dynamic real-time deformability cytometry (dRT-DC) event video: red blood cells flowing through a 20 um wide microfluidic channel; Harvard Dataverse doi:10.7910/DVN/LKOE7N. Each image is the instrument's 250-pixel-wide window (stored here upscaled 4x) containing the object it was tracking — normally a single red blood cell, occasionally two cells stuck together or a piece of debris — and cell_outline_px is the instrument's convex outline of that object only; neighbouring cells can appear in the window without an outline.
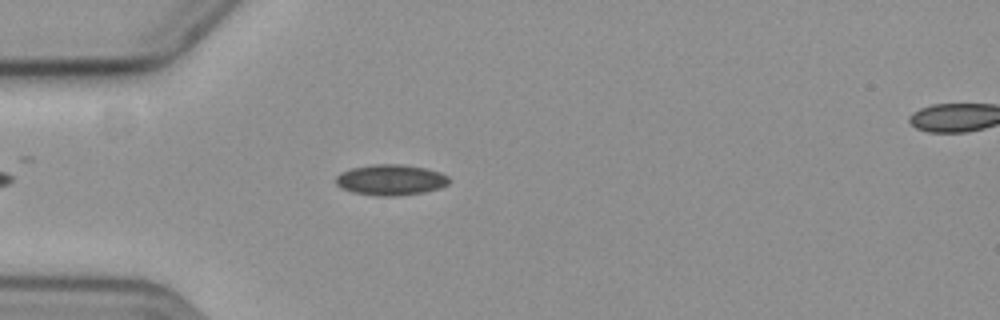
{"species": "common noctule bat (a hibernating species)", "species_latin": "Nyctalus noctula", "temperature_condition": "cold", "stored_images_in_passage": 49, "camera_frame_rate_fps": 3000, "um_per_image_px": 0.085, "animal": {"sex": "female", "body_mass_g": 19.3, "forearm_length_mm": 54.1}, "frame": {"image": 1, "passage_image": 8, "time_ms": 2.333, "image_size_px": [1000, 320], "cell_outline_px": [[448, 184], [424, 192], [392, 196], [376, 196], [352, 192], [336, 184], [336, 176], [340, 172], [352, 168], [372, 164], [404, 164], [424, 168], [440, 172], [448, 176]], "centroid_in_image_um": [33.18, 15.28], "position_along_channel_um": 51.8, "area_um2": 20.11}}
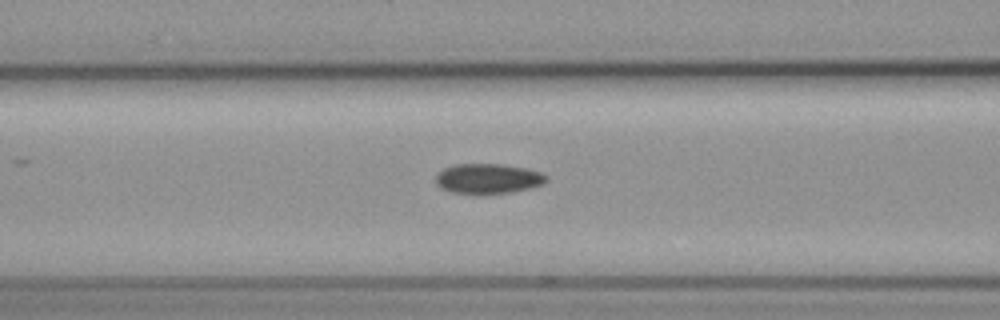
{"frame": {"image": 2, "passage_image": 15, "time_ms": 4.667, "image_size_px": [1000, 320], "cell_outline_px": [[548, 180], [544, 184], [528, 188], [508, 192], [480, 196], [476, 196], [452, 192], [440, 188], [436, 184], [436, 176], [444, 168], [456, 164], [500, 164], [524, 168], [540, 172], [548, 176]], "centroid_in_image_um": [41.46, 15.21], "position_along_channel_um": 125.1, "area_um2": 19.65}}
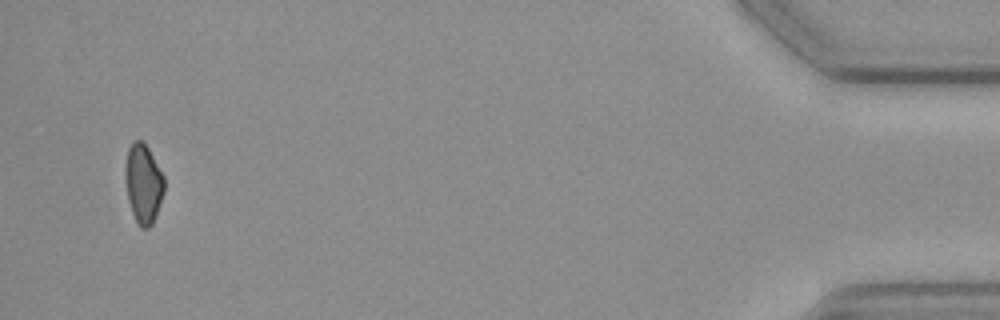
{"frame": {"image": 3, "passage_image": 47, "time_ms": 15.333, "image_size_px": [1000, 320], "cell_outline_px": [[164, 192], [156, 216], [152, 224], [148, 228], [140, 228], [132, 212], [128, 200], [128, 148], [132, 140], [144, 140], [164, 176]], "centroid_in_image_um": [12.24, 15.61], "position_along_channel_um": 423.0, "area_um2": 17.4}, "authors_computed_cell_mechanics": {"area_um2": 18.9584, "velocity_mm_per_s": 3.6071, "shape_relaxation_time_tau1_ms": 5.2892, "shape_relaxation_time_tau2_ms": null, "deformation_change_tau1": 0.0792, "deformation_change_tau2": null}}